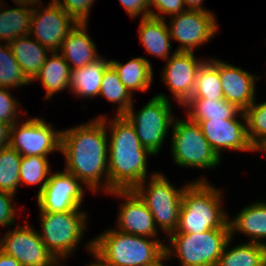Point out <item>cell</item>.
Instances as JSON below:
<instances>
[{
    "mask_svg": "<svg viewBox=\"0 0 266 266\" xmlns=\"http://www.w3.org/2000/svg\"><path fill=\"white\" fill-rule=\"evenodd\" d=\"M107 137L106 123L99 117L61 132L60 152L65 156V170L94 192L103 185L108 193Z\"/></svg>",
    "mask_w": 266,
    "mask_h": 266,
    "instance_id": "cell-1",
    "label": "cell"
},
{
    "mask_svg": "<svg viewBox=\"0 0 266 266\" xmlns=\"http://www.w3.org/2000/svg\"><path fill=\"white\" fill-rule=\"evenodd\" d=\"M111 134L108 140V194L112 190H131L146 181L147 156L132 123L124 115H115L107 128V117L99 116Z\"/></svg>",
    "mask_w": 266,
    "mask_h": 266,
    "instance_id": "cell-2",
    "label": "cell"
},
{
    "mask_svg": "<svg viewBox=\"0 0 266 266\" xmlns=\"http://www.w3.org/2000/svg\"><path fill=\"white\" fill-rule=\"evenodd\" d=\"M219 189L206 179L190 182L182 194L177 230L173 233H202L210 229H230L225 211L221 207Z\"/></svg>",
    "mask_w": 266,
    "mask_h": 266,
    "instance_id": "cell-3",
    "label": "cell"
},
{
    "mask_svg": "<svg viewBox=\"0 0 266 266\" xmlns=\"http://www.w3.org/2000/svg\"><path fill=\"white\" fill-rule=\"evenodd\" d=\"M109 229L92 240V250L111 266H148L165 254L159 239Z\"/></svg>",
    "mask_w": 266,
    "mask_h": 266,
    "instance_id": "cell-4",
    "label": "cell"
},
{
    "mask_svg": "<svg viewBox=\"0 0 266 266\" xmlns=\"http://www.w3.org/2000/svg\"><path fill=\"white\" fill-rule=\"evenodd\" d=\"M165 255L178 256L181 266H217L223 248L230 238V229H210L202 233H171ZM175 250V251H174Z\"/></svg>",
    "mask_w": 266,
    "mask_h": 266,
    "instance_id": "cell-5",
    "label": "cell"
},
{
    "mask_svg": "<svg viewBox=\"0 0 266 266\" xmlns=\"http://www.w3.org/2000/svg\"><path fill=\"white\" fill-rule=\"evenodd\" d=\"M86 218V213L80 209L60 213L40 212L42 232L39 236L57 260L67 259L75 251L83 237Z\"/></svg>",
    "mask_w": 266,
    "mask_h": 266,
    "instance_id": "cell-6",
    "label": "cell"
},
{
    "mask_svg": "<svg viewBox=\"0 0 266 266\" xmlns=\"http://www.w3.org/2000/svg\"><path fill=\"white\" fill-rule=\"evenodd\" d=\"M145 183L143 180L133 190L147 205L155 225H159L168 235L175 232L179 224L182 194L189 184L175 189L162 173H153L147 187Z\"/></svg>",
    "mask_w": 266,
    "mask_h": 266,
    "instance_id": "cell-7",
    "label": "cell"
},
{
    "mask_svg": "<svg viewBox=\"0 0 266 266\" xmlns=\"http://www.w3.org/2000/svg\"><path fill=\"white\" fill-rule=\"evenodd\" d=\"M171 151L175 163L182 167L212 169L221 158L209 145L197 122L186 119L173 120Z\"/></svg>",
    "mask_w": 266,
    "mask_h": 266,
    "instance_id": "cell-8",
    "label": "cell"
},
{
    "mask_svg": "<svg viewBox=\"0 0 266 266\" xmlns=\"http://www.w3.org/2000/svg\"><path fill=\"white\" fill-rule=\"evenodd\" d=\"M170 103L168 97L160 93L137 113L134 112V104H132L124 114L132 123L142 146L153 155L159 153L169 128L175 120Z\"/></svg>",
    "mask_w": 266,
    "mask_h": 266,
    "instance_id": "cell-9",
    "label": "cell"
},
{
    "mask_svg": "<svg viewBox=\"0 0 266 266\" xmlns=\"http://www.w3.org/2000/svg\"><path fill=\"white\" fill-rule=\"evenodd\" d=\"M11 126L9 146L21 156L48 157L61 148V131H55L43 118H29ZM19 125V126H18Z\"/></svg>",
    "mask_w": 266,
    "mask_h": 266,
    "instance_id": "cell-10",
    "label": "cell"
},
{
    "mask_svg": "<svg viewBox=\"0 0 266 266\" xmlns=\"http://www.w3.org/2000/svg\"><path fill=\"white\" fill-rule=\"evenodd\" d=\"M0 250L21 266H52L58 261L29 224L17 226L1 237Z\"/></svg>",
    "mask_w": 266,
    "mask_h": 266,
    "instance_id": "cell-11",
    "label": "cell"
},
{
    "mask_svg": "<svg viewBox=\"0 0 266 266\" xmlns=\"http://www.w3.org/2000/svg\"><path fill=\"white\" fill-rule=\"evenodd\" d=\"M171 17L170 36L180 42L176 51L193 52L194 48L209 42L217 32L215 16L210 11L186 9Z\"/></svg>",
    "mask_w": 266,
    "mask_h": 266,
    "instance_id": "cell-12",
    "label": "cell"
},
{
    "mask_svg": "<svg viewBox=\"0 0 266 266\" xmlns=\"http://www.w3.org/2000/svg\"><path fill=\"white\" fill-rule=\"evenodd\" d=\"M39 3L41 4V0L33 2L29 35H34L35 40L51 52H57L77 22L55 2L51 1L43 10L38 7Z\"/></svg>",
    "mask_w": 266,
    "mask_h": 266,
    "instance_id": "cell-13",
    "label": "cell"
},
{
    "mask_svg": "<svg viewBox=\"0 0 266 266\" xmlns=\"http://www.w3.org/2000/svg\"><path fill=\"white\" fill-rule=\"evenodd\" d=\"M81 182L68 171L50 173L42 192L37 196L40 212H67L79 209L84 189Z\"/></svg>",
    "mask_w": 266,
    "mask_h": 266,
    "instance_id": "cell-14",
    "label": "cell"
},
{
    "mask_svg": "<svg viewBox=\"0 0 266 266\" xmlns=\"http://www.w3.org/2000/svg\"><path fill=\"white\" fill-rule=\"evenodd\" d=\"M205 60H196L194 52L175 51L162 71L163 81L182 106L192 97L197 72Z\"/></svg>",
    "mask_w": 266,
    "mask_h": 266,
    "instance_id": "cell-15",
    "label": "cell"
},
{
    "mask_svg": "<svg viewBox=\"0 0 266 266\" xmlns=\"http://www.w3.org/2000/svg\"><path fill=\"white\" fill-rule=\"evenodd\" d=\"M200 126L209 145L221 158L225 149L239 151H256L247 136V126L236 118L192 120Z\"/></svg>",
    "mask_w": 266,
    "mask_h": 266,
    "instance_id": "cell-16",
    "label": "cell"
},
{
    "mask_svg": "<svg viewBox=\"0 0 266 266\" xmlns=\"http://www.w3.org/2000/svg\"><path fill=\"white\" fill-rule=\"evenodd\" d=\"M109 193L126 199L125 203L121 204L116 230L148 238L157 236V225H155L152 213L133 189L112 190Z\"/></svg>",
    "mask_w": 266,
    "mask_h": 266,
    "instance_id": "cell-17",
    "label": "cell"
},
{
    "mask_svg": "<svg viewBox=\"0 0 266 266\" xmlns=\"http://www.w3.org/2000/svg\"><path fill=\"white\" fill-rule=\"evenodd\" d=\"M218 73L224 99L244 112L255 101V82L261 77L220 60Z\"/></svg>",
    "mask_w": 266,
    "mask_h": 266,
    "instance_id": "cell-18",
    "label": "cell"
},
{
    "mask_svg": "<svg viewBox=\"0 0 266 266\" xmlns=\"http://www.w3.org/2000/svg\"><path fill=\"white\" fill-rule=\"evenodd\" d=\"M87 26V23H77L62 42L61 55L71 70L82 68L100 58L96 44L86 33Z\"/></svg>",
    "mask_w": 266,
    "mask_h": 266,
    "instance_id": "cell-19",
    "label": "cell"
},
{
    "mask_svg": "<svg viewBox=\"0 0 266 266\" xmlns=\"http://www.w3.org/2000/svg\"><path fill=\"white\" fill-rule=\"evenodd\" d=\"M139 38L146 52L148 51V53L164 60H168L173 55L169 53L172 49L170 44L172 38L168 24L164 19L152 16L141 18Z\"/></svg>",
    "mask_w": 266,
    "mask_h": 266,
    "instance_id": "cell-20",
    "label": "cell"
},
{
    "mask_svg": "<svg viewBox=\"0 0 266 266\" xmlns=\"http://www.w3.org/2000/svg\"><path fill=\"white\" fill-rule=\"evenodd\" d=\"M228 223L231 238L237 231L251 237L249 242L263 245L261 239H266V203L258 201L246 206L233 220L229 219Z\"/></svg>",
    "mask_w": 266,
    "mask_h": 266,
    "instance_id": "cell-21",
    "label": "cell"
},
{
    "mask_svg": "<svg viewBox=\"0 0 266 266\" xmlns=\"http://www.w3.org/2000/svg\"><path fill=\"white\" fill-rule=\"evenodd\" d=\"M29 38L31 35L18 37L9 43V47L25 76L32 81L49 56L47 52L51 51L35 39L33 41Z\"/></svg>",
    "mask_w": 266,
    "mask_h": 266,
    "instance_id": "cell-22",
    "label": "cell"
},
{
    "mask_svg": "<svg viewBox=\"0 0 266 266\" xmlns=\"http://www.w3.org/2000/svg\"><path fill=\"white\" fill-rule=\"evenodd\" d=\"M59 52H51V58L47 57L45 63L35 76L34 80L42 81L46 90L45 98H51L55 93L70 88L72 70Z\"/></svg>",
    "mask_w": 266,
    "mask_h": 266,
    "instance_id": "cell-23",
    "label": "cell"
},
{
    "mask_svg": "<svg viewBox=\"0 0 266 266\" xmlns=\"http://www.w3.org/2000/svg\"><path fill=\"white\" fill-rule=\"evenodd\" d=\"M1 1V0H0ZM1 6L2 3L0 2ZM17 8L2 9L0 7V42L11 43L18 37L29 35L33 3L15 2ZM31 6V7H30Z\"/></svg>",
    "mask_w": 266,
    "mask_h": 266,
    "instance_id": "cell-24",
    "label": "cell"
},
{
    "mask_svg": "<svg viewBox=\"0 0 266 266\" xmlns=\"http://www.w3.org/2000/svg\"><path fill=\"white\" fill-rule=\"evenodd\" d=\"M183 106L189 108L187 115L190 120H225L236 118L239 115L240 118L242 117L243 123L247 125L245 113L225 99L190 98Z\"/></svg>",
    "mask_w": 266,
    "mask_h": 266,
    "instance_id": "cell-25",
    "label": "cell"
},
{
    "mask_svg": "<svg viewBox=\"0 0 266 266\" xmlns=\"http://www.w3.org/2000/svg\"><path fill=\"white\" fill-rule=\"evenodd\" d=\"M110 65L116 70L120 81L132 95L133 91H147L152 83L153 71L150 62L143 57H136L127 63L111 60Z\"/></svg>",
    "mask_w": 266,
    "mask_h": 266,
    "instance_id": "cell-26",
    "label": "cell"
},
{
    "mask_svg": "<svg viewBox=\"0 0 266 266\" xmlns=\"http://www.w3.org/2000/svg\"><path fill=\"white\" fill-rule=\"evenodd\" d=\"M110 60L100 57L88 65L72 70L70 90L78 97L99 96L102 76Z\"/></svg>",
    "mask_w": 266,
    "mask_h": 266,
    "instance_id": "cell-27",
    "label": "cell"
},
{
    "mask_svg": "<svg viewBox=\"0 0 266 266\" xmlns=\"http://www.w3.org/2000/svg\"><path fill=\"white\" fill-rule=\"evenodd\" d=\"M231 239L227 240L217 266H263V245L247 242L227 250Z\"/></svg>",
    "mask_w": 266,
    "mask_h": 266,
    "instance_id": "cell-28",
    "label": "cell"
},
{
    "mask_svg": "<svg viewBox=\"0 0 266 266\" xmlns=\"http://www.w3.org/2000/svg\"><path fill=\"white\" fill-rule=\"evenodd\" d=\"M191 98L221 100L223 87L218 73V60H207L197 72L195 88Z\"/></svg>",
    "mask_w": 266,
    "mask_h": 266,
    "instance_id": "cell-29",
    "label": "cell"
},
{
    "mask_svg": "<svg viewBox=\"0 0 266 266\" xmlns=\"http://www.w3.org/2000/svg\"><path fill=\"white\" fill-rule=\"evenodd\" d=\"M99 96L119 104L116 115H124L134 101L133 96L120 81L116 70L111 65L103 73Z\"/></svg>",
    "mask_w": 266,
    "mask_h": 266,
    "instance_id": "cell-30",
    "label": "cell"
},
{
    "mask_svg": "<svg viewBox=\"0 0 266 266\" xmlns=\"http://www.w3.org/2000/svg\"><path fill=\"white\" fill-rule=\"evenodd\" d=\"M21 155L12 147L0 149V191L16 193L20 185Z\"/></svg>",
    "mask_w": 266,
    "mask_h": 266,
    "instance_id": "cell-31",
    "label": "cell"
},
{
    "mask_svg": "<svg viewBox=\"0 0 266 266\" xmlns=\"http://www.w3.org/2000/svg\"><path fill=\"white\" fill-rule=\"evenodd\" d=\"M48 161V157L22 156L19 171L20 185L41 184L38 196L45 187L51 173Z\"/></svg>",
    "mask_w": 266,
    "mask_h": 266,
    "instance_id": "cell-32",
    "label": "cell"
},
{
    "mask_svg": "<svg viewBox=\"0 0 266 266\" xmlns=\"http://www.w3.org/2000/svg\"><path fill=\"white\" fill-rule=\"evenodd\" d=\"M30 83L13 56L9 44H0V87L12 89Z\"/></svg>",
    "mask_w": 266,
    "mask_h": 266,
    "instance_id": "cell-33",
    "label": "cell"
},
{
    "mask_svg": "<svg viewBox=\"0 0 266 266\" xmlns=\"http://www.w3.org/2000/svg\"><path fill=\"white\" fill-rule=\"evenodd\" d=\"M247 121V136L256 151L266 144V102L255 101L244 111Z\"/></svg>",
    "mask_w": 266,
    "mask_h": 266,
    "instance_id": "cell-34",
    "label": "cell"
},
{
    "mask_svg": "<svg viewBox=\"0 0 266 266\" xmlns=\"http://www.w3.org/2000/svg\"><path fill=\"white\" fill-rule=\"evenodd\" d=\"M77 23H87L89 9L94 0H52Z\"/></svg>",
    "mask_w": 266,
    "mask_h": 266,
    "instance_id": "cell-35",
    "label": "cell"
},
{
    "mask_svg": "<svg viewBox=\"0 0 266 266\" xmlns=\"http://www.w3.org/2000/svg\"><path fill=\"white\" fill-rule=\"evenodd\" d=\"M17 112L18 102L12 97L9 89L0 87V122H5L12 126L20 118Z\"/></svg>",
    "mask_w": 266,
    "mask_h": 266,
    "instance_id": "cell-36",
    "label": "cell"
},
{
    "mask_svg": "<svg viewBox=\"0 0 266 266\" xmlns=\"http://www.w3.org/2000/svg\"><path fill=\"white\" fill-rule=\"evenodd\" d=\"M150 9L154 6L158 12L150 10V16L166 21L164 14L177 15L186 10L183 0H149ZM163 14V15H162Z\"/></svg>",
    "mask_w": 266,
    "mask_h": 266,
    "instance_id": "cell-37",
    "label": "cell"
},
{
    "mask_svg": "<svg viewBox=\"0 0 266 266\" xmlns=\"http://www.w3.org/2000/svg\"><path fill=\"white\" fill-rule=\"evenodd\" d=\"M14 194L0 191V226H10L15 223L16 212L12 204Z\"/></svg>",
    "mask_w": 266,
    "mask_h": 266,
    "instance_id": "cell-38",
    "label": "cell"
},
{
    "mask_svg": "<svg viewBox=\"0 0 266 266\" xmlns=\"http://www.w3.org/2000/svg\"><path fill=\"white\" fill-rule=\"evenodd\" d=\"M131 18L142 15V18L150 16L149 0H119Z\"/></svg>",
    "mask_w": 266,
    "mask_h": 266,
    "instance_id": "cell-39",
    "label": "cell"
},
{
    "mask_svg": "<svg viewBox=\"0 0 266 266\" xmlns=\"http://www.w3.org/2000/svg\"><path fill=\"white\" fill-rule=\"evenodd\" d=\"M11 125L0 122V149L9 146Z\"/></svg>",
    "mask_w": 266,
    "mask_h": 266,
    "instance_id": "cell-40",
    "label": "cell"
},
{
    "mask_svg": "<svg viewBox=\"0 0 266 266\" xmlns=\"http://www.w3.org/2000/svg\"><path fill=\"white\" fill-rule=\"evenodd\" d=\"M0 266H21V264L14 257L7 255L0 250Z\"/></svg>",
    "mask_w": 266,
    "mask_h": 266,
    "instance_id": "cell-41",
    "label": "cell"
},
{
    "mask_svg": "<svg viewBox=\"0 0 266 266\" xmlns=\"http://www.w3.org/2000/svg\"><path fill=\"white\" fill-rule=\"evenodd\" d=\"M88 246V250H90V252L92 253L93 257H95L96 260H94V262L90 263L87 266H111L109 263L105 262L98 254H96L93 250H92V240L89 241V243H87Z\"/></svg>",
    "mask_w": 266,
    "mask_h": 266,
    "instance_id": "cell-42",
    "label": "cell"
},
{
    "mask_svg": "<svg viewBox=\"0 0 266 266\" xmlns=\"http://www.w3.org/2000/svg\"><path fill=\"white\" fill-rule=\"evenodd\" d=\"M183 2L187 6L186 9L209 11L202 6L203 0H183Z\"/></svg>",
    "mask_w": 266,
    "mask_h": 266,
    "instance_id": "cell-43",
    "label": "cell"
},
{
    "mask_svg": "<svg viewBox=\"0 0 266 266\" xmlns=\"http://www.w3.org/2000/svg\"><path fill=\"white\" fill-rule=\"evenodd\" d=\"M167 256L164 254L159 260H157L154 264L148 265V266H166L163 265L162 260H166Z\"/></svg>",
    "mask_w": 266,
    "mask_h": 266,
    "instance_id": "cell-44",
    "label": "cell"
},
{
    "mask_svg": "<svg viewBox=\"0 0 266 266\" xmlns=\"http://www.w3.org/2000/svg\"><path fill=\"white\" fill-rule=\"evenodd\" d=\"M263 249H264V261H263V266H266V244H263Z\"/></svg>",
    "mask_w": 266,
    "mask_h": 266,
    "instance_id": "cell-45",
    "label": "cell"
},
{
    "mask_svg": "<svg viewBox=\"0 0 266 266\" xmlns=\"http://www.w3.org/2000/svg\"><path fill=\"white\" fill-rule=\"evenodd\" d=\"M14 2H27V3H33L38 0H13Z\"/></svg>",
    "mask_w": 266,
    "mask_h": 266,
    "instance_id": "cell-46",
    "label": "cell"
},
{
    "mask_svg": "<svg viewBox=\"0 0 266 266\" xmlns=\"http://www.w3.org/2000/svg\"><path fill=\"white\" fill-rule=\"evenodd\" d=\"M258 151H263L265 152L266 151V144H264Z\"/></svg>",
    "mask_w": 266,
    "mask_h": 266,
    "instance_id": "cell-47",
    "label": "cell"
},
{
    "mask_svg": "<svg viewBox=\"0 0 266 266\" xmlns=\"http://www.w3.org/2000/svg\"><path fill=\"white\" fill-rule=\"evenodd\" d=\"M60 263V260H58L57 262H56V265L54 264V265H52V266H62V265H60L59 263ZM59 264V265H58Z\"/></svg>",
    "mask_w": 266,
    "mask_h": 266,
    "instance_id": "cell-48",
    "label": "cell"
}]
</instances>
